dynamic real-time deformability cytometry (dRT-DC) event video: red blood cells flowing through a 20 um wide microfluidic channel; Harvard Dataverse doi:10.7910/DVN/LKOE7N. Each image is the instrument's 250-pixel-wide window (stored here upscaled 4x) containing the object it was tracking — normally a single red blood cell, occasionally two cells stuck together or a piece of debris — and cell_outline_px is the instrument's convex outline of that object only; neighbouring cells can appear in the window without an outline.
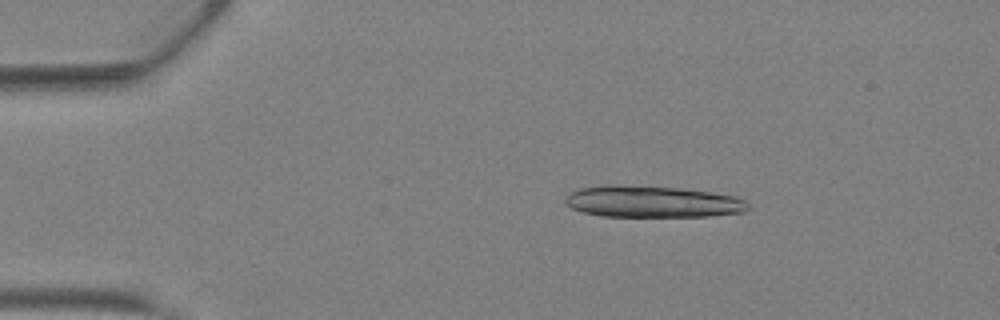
{"species": "Egyptian fruit bat (a non-hibernating species)", "species_latin": "Rousettus aegyptiacus", "temperature_condition": "warm", "stored_images_in_passage": 35, "camera_frame_rate_fps": 3000, "um_per_image_px": 0.085, "animal": {"sex": "female"}, "frame": {"image": 1, "passage_image": 2, "time_ms": 0.333, "image_size_px": [1000, 320], "cell_outline_px": [[752, 208], [744, 212], [708, 216], [600, 216], [584, 212], [572, 208], [564, 200], [564, 196], [568, 192], [580, 188], [604, 184], [616, 184], [680, 188], [736, 196], [744, 200]], "centroid_in_image_um": [55.42, 17.13], "position_along_channel_um": 29.6, "area_um2": 33.87}}
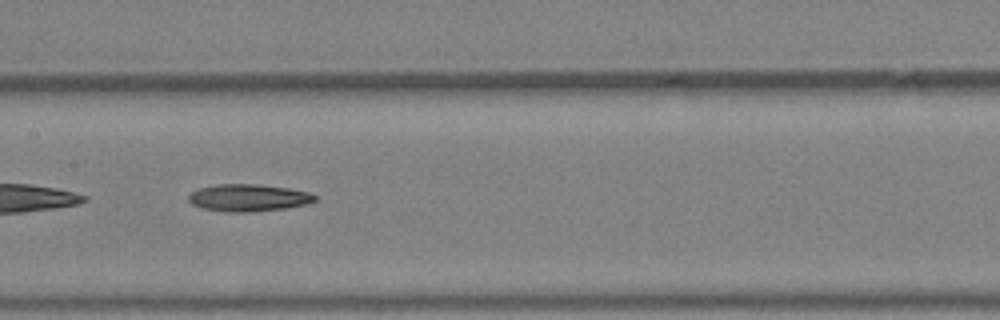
{"frame": {"image": 2, "passage_image": 16, "time_ms": 5.0, "image_size_px": [1000, 320], "cell_outline_px": [[316, 200], [308, 204], [288, 208], [244, 212], [228, 212], [200, 208], [192, 204], [188, 200], [188, 196], [192, 192], [200, 188], [216, 184], [256, 184], [288, 188], [308, 192], [316, 196]], "centroid_in_image_um": [21.11, 16.81], "position_along_channel_um": 186.3, "area_um2": 20.0}}
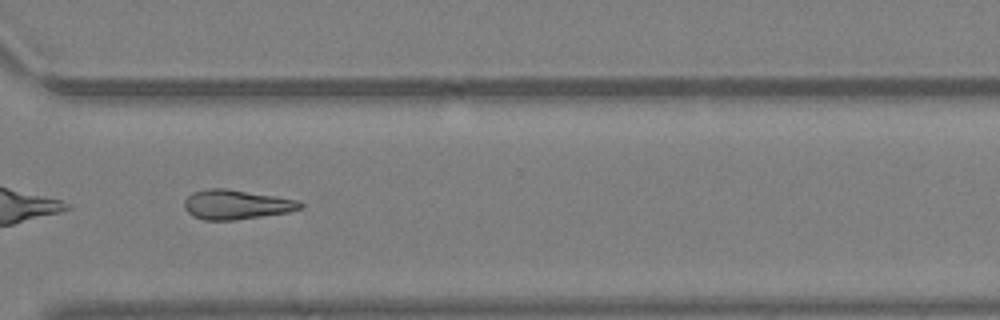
{"frame": {"image": 3, "passage_image": 26, "time_ms": 8.333, "image_size_px": [1000, 320], "cell_outline_px": [[304, 204], [300, 208], [288, 212], [232, 220], [204, 220], [192, 216], [184, 208], [184, 200], [192, 192], [204, 188], [224, 188], [276, 196], [300, 200]], "centroid_in_image_um": [20.05, 17.37], "position_along_channel_um": 350.6, "area_um2": 19.94}}